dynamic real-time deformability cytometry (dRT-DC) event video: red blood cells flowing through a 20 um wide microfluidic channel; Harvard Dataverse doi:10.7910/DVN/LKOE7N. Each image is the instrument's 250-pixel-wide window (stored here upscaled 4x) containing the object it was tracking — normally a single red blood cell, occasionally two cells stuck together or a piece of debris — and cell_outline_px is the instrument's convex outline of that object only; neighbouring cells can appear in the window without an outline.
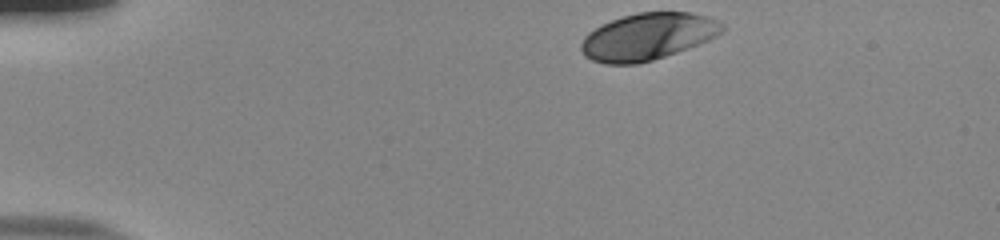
{"species": "human", "species_latin": "Homo sapiens", "temperature_condition": "room temperature", "stored_images_in_passage": 37, "camera_frame_rate_fps": 3000, "um_per_image_px": 0.085, "donor": {"sex": "male"}, "frame": {"image": 1, "passage_image": 1, "time_ms": 0.0, "image_size_px": [1000, 240], "cell_outline_px": [[724, 32], [708, 40], [688, 48], [652, 60], [636, 64], [604, 64], [592, 60], [584, 56], [580, 48], [580, 44], [584, 36], [588, 32], [612, 20], [636, 12], [688, 12], [704, 16], [716, 20], [724, 24]], "centroid_in_image_um": [55.04, 3.11], "position_along_channel_um": 30.0, "area_um2": 38.38}}
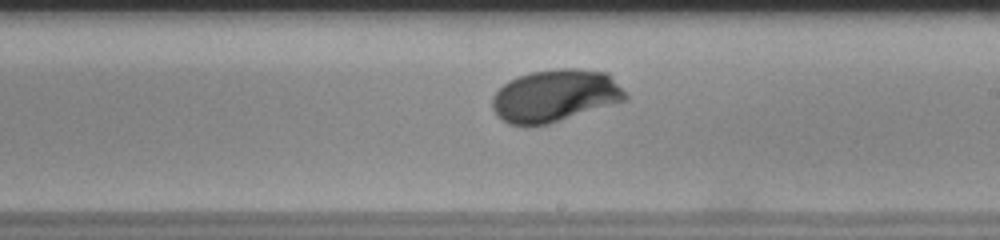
{"frame": {"image": 2, "passage_image": 24, "time_ms": 7.667, "image_size_px": [1000, 240], "cell_outline_px": [[628, 100], [548, 124], [508, 124], [496, 116], [492, 108], [492, 96], [508, 80], [532, 72], [556, 68], [576, 68], [608, 72], [628, 96]], "centroid_in_image_um": [47.19, 8.12], "position_along_channel_um": 241.8, "area_um2": 40.58}}
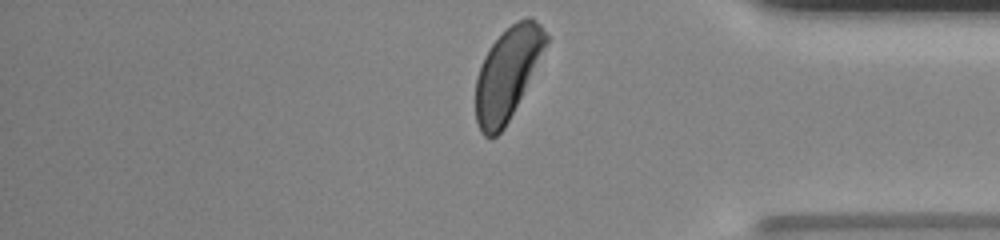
{"frame": {"image": 3, "passage_image": 37, "time_ms": 12.0, "image_size_px": [1000, 240], "cell_outline_px": [[548, 44], [504, 128], [496, 136], [484, 136], [480, 132], [476, 120], [476, 80], [484, 56], [492, 44], [516, 20], [528, 16], [532, 16], [540, 24], [548, 36]], "centroid_in_image_um": [43.14, 6.22], "position_along_channel_um": 392.1, "area_um2": 36.99}, "authors_computed_cell_mechanics": {"area_um2": 38.8994, "velocity_mm_per_s": 3.7873, "shape_relaxation_time_tau1_ms": 2.5359, "shape_relaxation_time_tau2_ms": null, "deformation_change_tau1": 0.1518, "deformation_change_tau2": null}}